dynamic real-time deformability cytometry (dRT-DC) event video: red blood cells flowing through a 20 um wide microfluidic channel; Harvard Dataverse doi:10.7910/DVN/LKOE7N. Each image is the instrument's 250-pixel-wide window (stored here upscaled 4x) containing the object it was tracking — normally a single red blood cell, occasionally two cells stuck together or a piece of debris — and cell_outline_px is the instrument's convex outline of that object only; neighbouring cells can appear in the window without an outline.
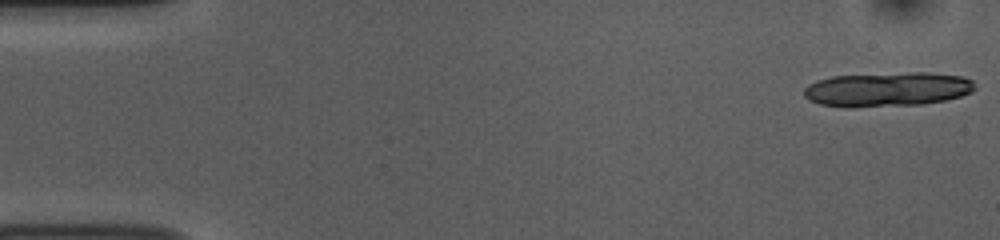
{"species": "common noctule bat (a hibernating species)", "species_latin": "Nyctalus noctula", "temperature_condition": "room temperature", "stored_images_in_passage": 16, "camera_frame_rate_fps": 3000, "um_per_image_px": 0.085, "animal": {"sex": "female", "body_mass_g": 10.0, "forearm_length_mm": 53.1}, "frame": {"image": 1, "passage_image": 1, "time_ms": 0.0, "image_size_px": [1000, 240], "cell_outline_px": [[976, 88], [972, 92], [960, 96], [944, 100], [920, 104], [820, 104], [808, 100], [804, 96], [804, 88], [808, 84], [816, 80], [832, 76], [912, 72], [928, 72], [964, 76], [972, 80], [976, 84]], "centroid_in_image_um": [75.51, 7.53], "position_along_channel_um": 9.5, "area_um2": 33.12}}